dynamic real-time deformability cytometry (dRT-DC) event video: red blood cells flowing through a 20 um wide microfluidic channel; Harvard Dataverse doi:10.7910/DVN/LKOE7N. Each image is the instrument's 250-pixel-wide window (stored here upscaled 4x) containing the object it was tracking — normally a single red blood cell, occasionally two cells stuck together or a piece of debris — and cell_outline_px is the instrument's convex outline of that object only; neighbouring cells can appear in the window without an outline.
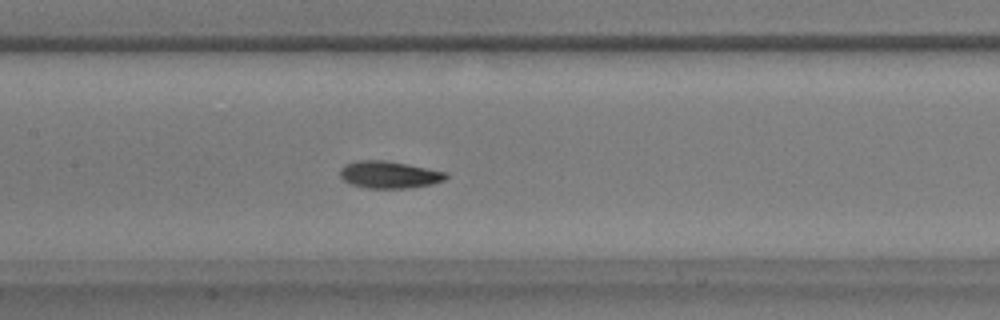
{"species": "common noctule bat (a hibernating species)", "species_latin": "Nyctalus noctula", "temperature_condition": "warm", "stored_images_in_passage": 53, "segment_of_instrument_passage": [1, 2], "camera_frame_rate_fps": 3000, "um_per_image_px": 0.085, "animal": {"sex": "male", "body_mass_g": 17.9}, "frame": {"image": 1, "passage_image": 25, "time_ms": 8.0, "image_size_px": [1000, 320], "cell_outline_px": [[448, 176], [444, 180], [432, 184], [408, 188], [368, 188], [352, 184], [344, 180], [340, 176], [340, 168], [344, 164], [356, 160], [384, 160], [408, 164], [448, 172]], "centroid_in_image_um": [33.08, 14.83], "position_along_channel_um": 174.3, "area_um2": 16.82}}
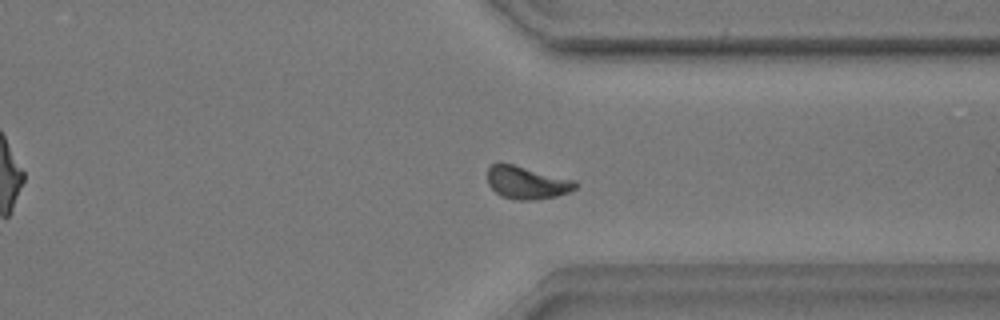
{"frame": {"image": 2, "passage_image": 40, "time_ms": 13.0, "image_size_px": [1000, 320], "cell_outline_px": [[576, 188], [568, 192], [556, 196], [536, 200], [516, 200], [500, 196], [488, 184], [488, 168], [492, 164], [500, 160], [576, 180]], "centroid_in_image_um": [44.75, 15.49], "position_along_channel_um": 366.7, "area_um2": 17.17}}
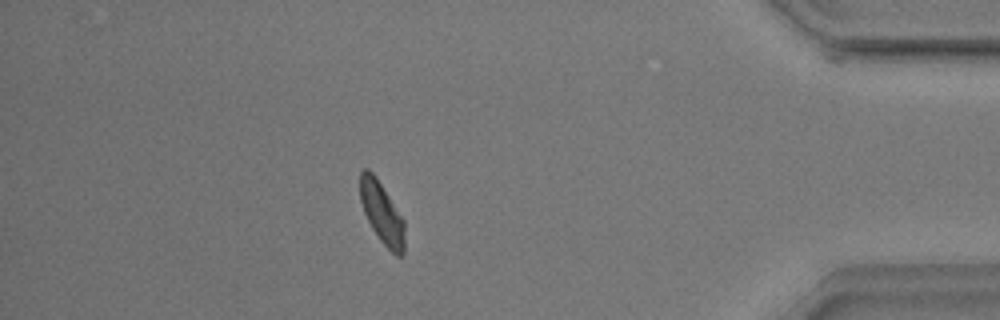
{"frame": {"image": 3, "passage_image": 46, "time_ms": 15.0, "image_size_px": [1000, 320], "cell_outline_px": [[404, 252], [400, 256], [396, 256], [380, 240], [372, 228], [364, 212], [360, 200], [360, 172], [364, 168], [368, 168], [376, 176], [404, 220]], "centroid_in_image_um": [32.45, 18.08], "position_along_channel_um": 402.7, "area_um2": 15.84}}